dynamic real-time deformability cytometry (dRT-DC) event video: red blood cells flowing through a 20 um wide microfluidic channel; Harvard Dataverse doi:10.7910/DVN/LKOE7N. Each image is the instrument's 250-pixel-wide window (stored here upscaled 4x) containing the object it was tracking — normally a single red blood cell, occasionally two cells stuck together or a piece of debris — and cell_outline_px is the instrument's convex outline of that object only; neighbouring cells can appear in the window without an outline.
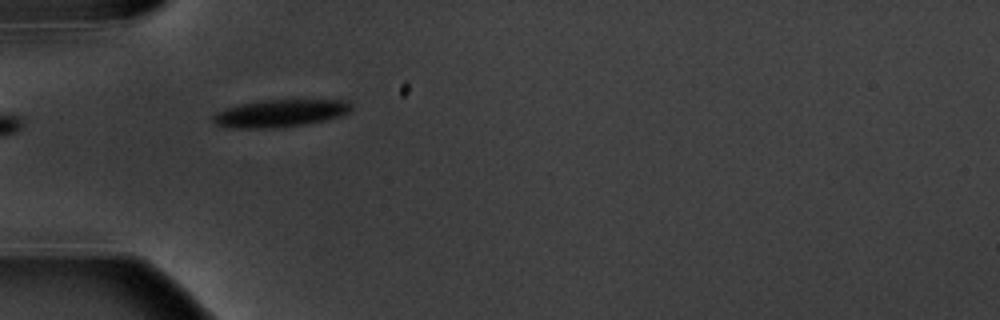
{"species": "common noctule bat (a hibernating species)", "species_latin": "Nyctalus noctula", "temperature_condition": "warm", "stored_images_in_passage": 7, "camera_frame_rate_fps": 3000, "um_per_image_px": 0.085, "animal": {"sex": "male", "body_mass_g": 20.1, "forearm_length_mm": 53.5}, "frame": {"image": 1, "passage_image": 5, "time_ms": 5.333, "image_size_px": [1000, 320], "cell_outline_px": [[352, 108], [348, 112], [340, 116], [324, 120], [304, 124], [276, 128], [224, 128], [216, 124], [212, 120], [212, 116], [216, 112], [224, 108], [240, 104], [264, 100], [348, 100], [352, 104]], "centroid_in_image_um": [23.77, 9.63], "position_along_channel_um": 61.2, "area_um2": 22.2}}